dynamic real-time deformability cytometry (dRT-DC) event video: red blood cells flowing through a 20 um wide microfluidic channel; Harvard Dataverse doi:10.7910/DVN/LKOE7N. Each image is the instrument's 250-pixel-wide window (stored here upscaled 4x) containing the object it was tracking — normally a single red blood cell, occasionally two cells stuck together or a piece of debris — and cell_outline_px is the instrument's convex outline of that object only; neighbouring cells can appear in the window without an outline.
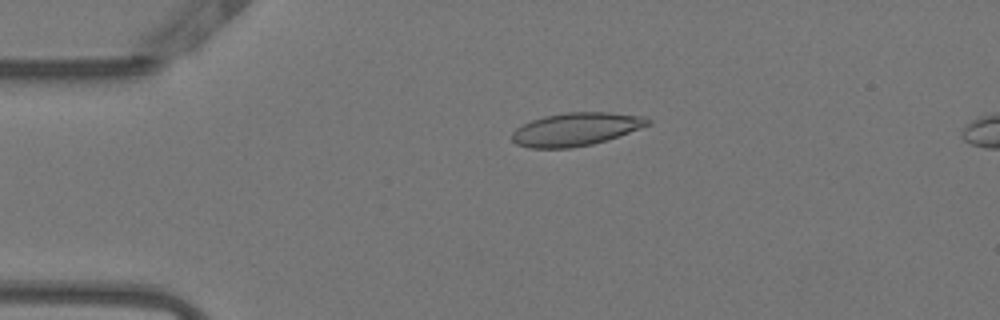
{"species": "Egyptian fruit bat (a non-hibernating species)", "species_latin": "Rousettus aegyptiacus", "temperature_condition": "warm", "stored_images_in_passage": 52, "camera_frame_rate_fps": 3000, "um_per_image_px": 0.085, "animal": {"sex": "female"}, "frame": {"image": 1, "passage_image": 11, "time_ms": 3.333, "image_size_px": [1000, 320], "cell_outline_px": [[652, 124], [592, 144], [568, 148], [528, 148], [516, 144], [512, 140], [512, 132], [516, 128], [532, 120], [544, 116], [564, 112], [608, 112], [648, 116], [652, 120]], "centroid_in_image_um": [48.96, 10.97], "position_along_channel_um": 36.0, "area_um2": 26.18}}
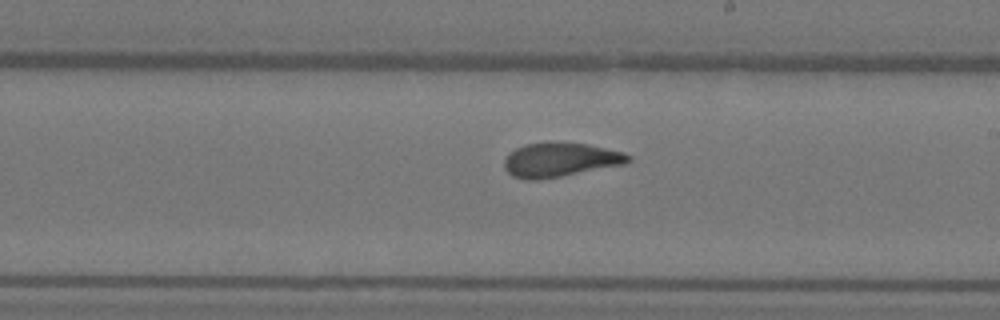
{"frame": {"image": 2, "passage_image": 30, "time_ms": 9.667, "image_size_px": [1000, 320], "cell_outline_px": [[632, 160], [624, 164], [560, 176], [536, 180], [528, 180], [512, 176], [504, 168], [504, 160], [508, 152], [524, 144], [548, 140], [588, 144], [624, 152], [632, 156]], "centroid_in_image_um": [47.58, 13.55], "position_along_channel_um": 241.4, "area_um2": 25.09}}
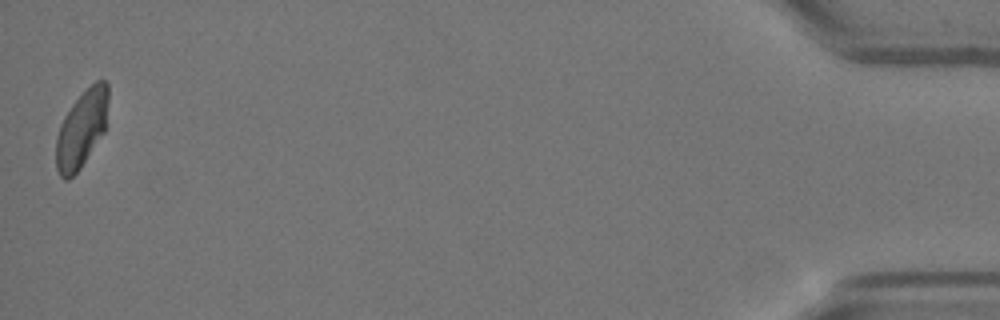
{"frame": {"image": 3, "passage_image": 52, "time_ms": 17.0, "image_size_px": [1000, 320], "cell_outline_px": [[108, 100], [104, 132], [80, 168], [68, 180], [64, 180], [60, 176], [56, 168], [56, 136], [60, 124], [64, 116], [72, 104], [96, 80], [104, 80], [108, 84]], "centroid_in_image_um": [6.92, 10.97], "position_along_channel_um": 428.3, "area_um2": 23.24}, "authors_computed_cell_mechanics": {"area_um2": 24.7962, "velocity_mm_per_s": 3.8188, "shape_relaxation_time_tau1_ms": null, "shape_relaxation_time_tau2_ms": 1.0415, "deformation_change_tau1": null, "deformation_change_tau2": 0.0578}}